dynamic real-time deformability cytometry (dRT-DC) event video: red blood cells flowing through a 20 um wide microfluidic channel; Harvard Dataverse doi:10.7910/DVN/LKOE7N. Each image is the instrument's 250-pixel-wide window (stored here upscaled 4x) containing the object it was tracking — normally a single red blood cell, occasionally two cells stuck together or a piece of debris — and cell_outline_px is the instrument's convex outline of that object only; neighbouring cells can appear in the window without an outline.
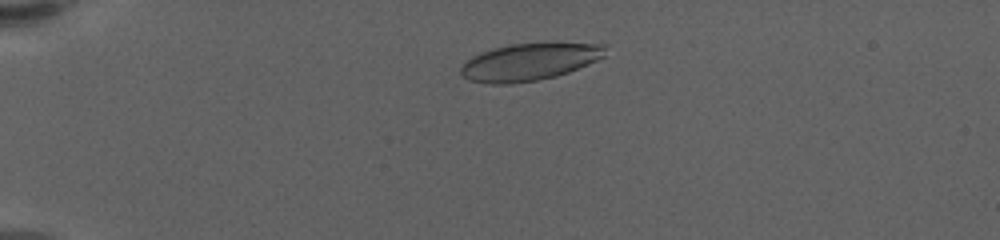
{"species": "human", "species_latin": "Homo sapiens", "temperature_condition": "warm", "stored_images_in_passage": 53, "camera_frame_rate_fps": 3000, "um_per_image_px": 0.085, "donor": {"sex": "female"}, "frame": {"image": 1, "passage_image": 9, "time_ms": 2.667, "image_size_px": [1000, 240], "cell_outline_px": [[608, 44], [604, 56], [588, 64], [568, 72], [556, 76], [536, 80], [512, 84], [488, 84], [468, 80], [460, 72], [460, 68], [472, 56], [480, 52], [508, 44], [556, 40]], "centroid_in_image_um": [45.07, 5.2], "position_along_channel_um": 39.9, "area_um2": 32.37}}
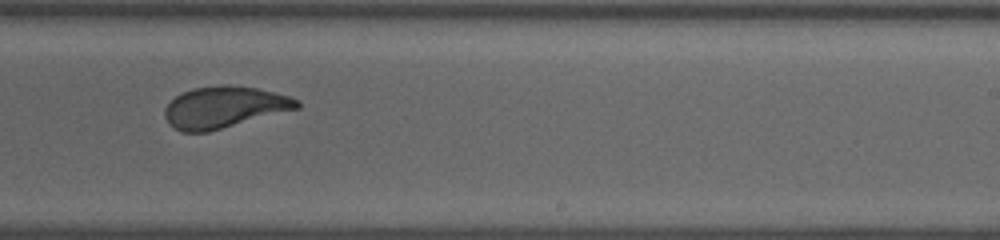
{"frame": {"image": 2, "passage_image": 33, "time_ms": 10.667, "image_size_px": [1000, 240], "cell_outline_px": [[300, 108], [208, 132], [180, 132], [168, 124], [164, 116], [164, 108], [176, 96], [192, 88], [228, 84], [256, 88], [292, 96], [300, 100]], "centroid_in_image_um": [19.07, 9.12], "position_along_channel_um": 269.9, "area_um2": 32.19}}
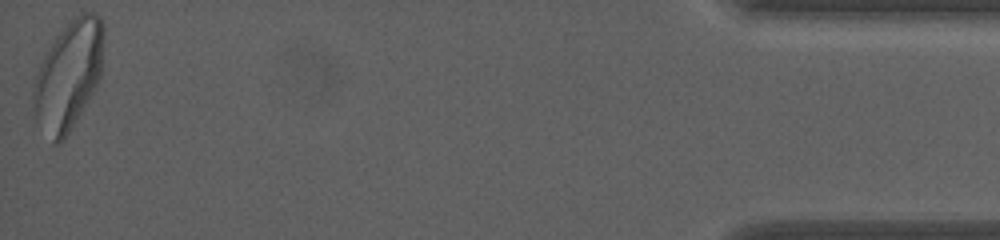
{"frame": {"image": 3, "passage_image": 53, "time_ms": 17.333, "image_size_px": [1000, 240], "cell_outline_px": [[104, 36], [100, 76], [92, 92], [64, 140], [60, 144], [52, 144], [36, 120], [32, 100], [32, 92], [36, 76], [40, 64], [44, 56], [56, 36], [80, 12], [96, 12], [100, 16], [104, 24]], "centroid_in_image_um": [5.81, 6.4], "position_along_channel_um": 429.4, "area_um2": 44.1}, "authors_computed_cell_mechanics": {"area_um2": 32.368, "velocity_mm_per_s": 3.5886, "shape_relaxation_time_tau1_ms": 4.2633, "shape_relaxation_time_tau2_ms": 0.917, "deformation_change_tau1": 0.1794, "deformation_change_tau2": 0.0712}}